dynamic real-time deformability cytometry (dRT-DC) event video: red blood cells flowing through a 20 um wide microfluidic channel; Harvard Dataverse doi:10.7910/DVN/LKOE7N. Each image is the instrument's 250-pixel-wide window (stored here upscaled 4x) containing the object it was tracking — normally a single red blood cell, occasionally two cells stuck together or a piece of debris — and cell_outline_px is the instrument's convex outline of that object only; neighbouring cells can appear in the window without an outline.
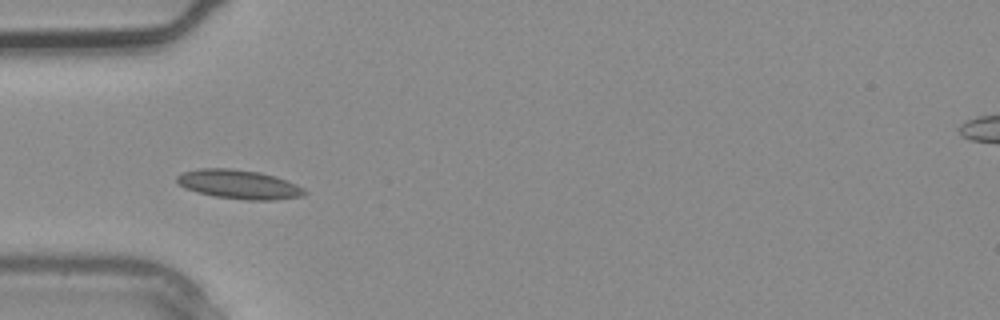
{"species": "common noctule bat (a hibernating species)", "species_latin": "Nyctalus noctula", "temperature_condition": "warm", "stored_images_in_passage": 2, "camera_frame_rate_fps": 3000, "um_per_image_px": 0.085, "animal": {"sex": "male", "body_mass_g": 20.4}, "frame": {"image": 1, "passage_image": 2, "time_ms": 0.333, "image_size_px": [1000, 320], "cell_outline_px": [[308, 192], [304, 196], [272, 200], [248, 200], [216, 196], [196, 192], [184, 188], [176, 180], [176, 176], [184, 172], [200, 168], [232, 168], [260, 172], [276, 176], [296, 184], [304, 188]], "centroid_in_image_um": [20.33, 15.67], "position_along_channel_um": 64.7, "area_um2": 21.68}}